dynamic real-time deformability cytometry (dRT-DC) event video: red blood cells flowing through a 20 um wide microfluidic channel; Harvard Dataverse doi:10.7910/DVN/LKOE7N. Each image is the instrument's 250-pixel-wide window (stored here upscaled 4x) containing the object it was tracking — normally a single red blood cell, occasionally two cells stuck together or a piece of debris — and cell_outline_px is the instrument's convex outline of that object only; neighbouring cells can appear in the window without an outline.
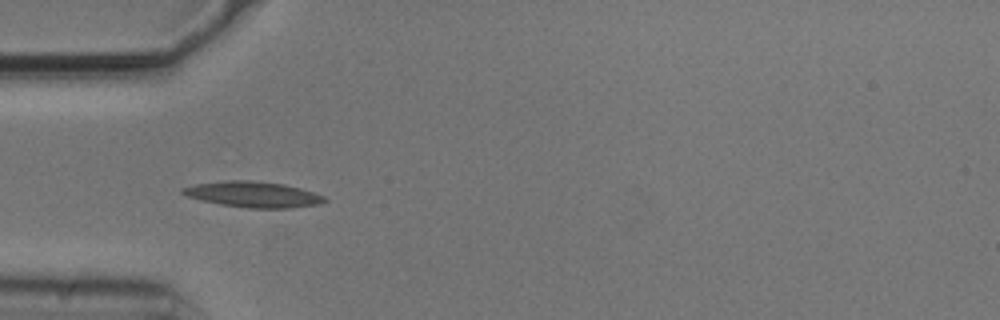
{"species": "common noctule bat (a hibernating species)", "species_latin": "Nyctalus noctula", "temperature_condition": "cold", "stored_images_in_passage": 6, "camera_frame_rate_fps": 3000, "um_per_image_px": 0.085, "animal": {"sex": "male", "body_mass_g": 20.5, "forearm_length_mm": 52.5}, "frame": {"image": 1, "passage_image": 5, "time_ms": 1.333, "image_size_px": [1000, 320], "cell_outline_px": [[328, 200], [320, 204], [292, 208], [248, 208], [220, 204], [188, 196], [180, 192], [180, 188], [196, 184], [224, 180], [252, 180], [284, 184], [300, 188], [324, 196]], "centroid_in_image_um": [21.53, 16.52], "position_along_channel_um": 63.5, "area_um2": 21.27}}
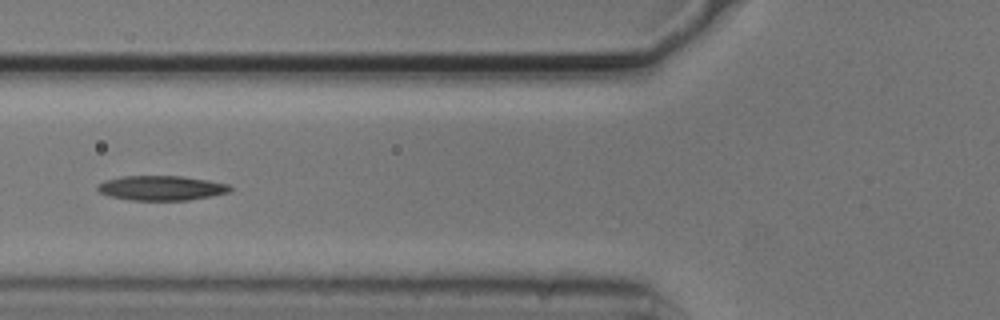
{"frame": {"image": 2, "passage_image": 6, "time_ms": 1.667, "image_size_px": [1000, 320], "cell_outline_px": [[232, 188], [228, 192], [212, 196], [188, 200], [132, 200], [112, 196], [100, 192], [96, 188], [104, 180], [120, 176], [180, 176], [208, 180], [228, 184]], "centroid_in_image_um": [13.72, 15.97], "position_along_channel_um": 112.1, "area_um2": 18.9}}